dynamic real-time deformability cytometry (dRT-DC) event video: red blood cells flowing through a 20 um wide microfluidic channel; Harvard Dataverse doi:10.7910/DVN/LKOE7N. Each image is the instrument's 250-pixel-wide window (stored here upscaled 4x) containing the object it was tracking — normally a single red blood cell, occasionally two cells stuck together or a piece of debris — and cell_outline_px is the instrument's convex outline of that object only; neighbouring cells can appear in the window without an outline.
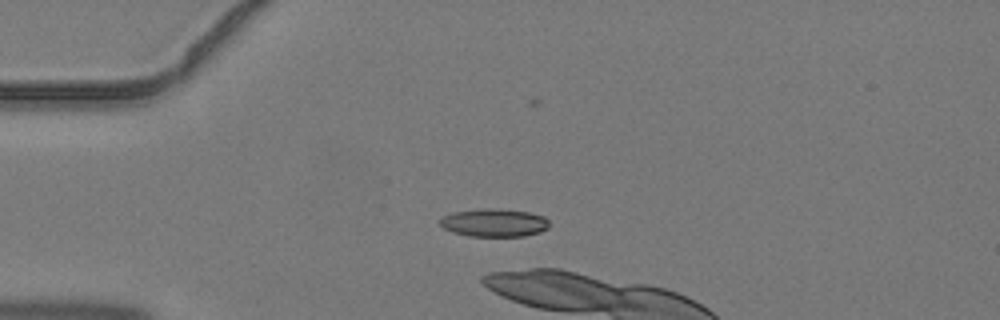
{"species": "common noctule bat (a hibernating species)", "species_latin": "Nyctalus noctula", "temperature_condition": "warm", "stored_images_in_passage": 4, "camera_frame_rate_fps": 3000, "um_per_image_px": 0.085, "animal": {"sex": "male", "body_mass_g": 19.2, "forearm_length_mm": 51.8}, "frame": {"image": 1, "passage_image": 3, "time_ms": 0.667, "image_size_px": [1000, 320], "cell_outline_px": [[548, 228], [540, 232], [524, 236], [468, 236], [452, 232], [444, 228], [440, 224], [440, 220], [444, 216], [452, 212], [484, 208], [496, 208], [528, 212], [544, 216], [548, 220]], "centroid_in_image_um": [42.0, 18.93], "position_along_channel_um": 43.0, "area_um2": 17.86}}